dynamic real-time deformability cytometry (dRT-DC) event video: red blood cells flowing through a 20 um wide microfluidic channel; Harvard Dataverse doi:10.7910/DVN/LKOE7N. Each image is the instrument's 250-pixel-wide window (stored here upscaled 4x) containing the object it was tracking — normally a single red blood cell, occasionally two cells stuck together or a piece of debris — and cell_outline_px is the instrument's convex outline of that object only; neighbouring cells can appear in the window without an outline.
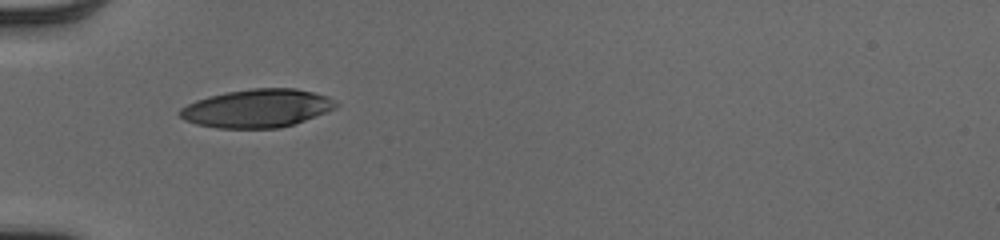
{"species": "human", "species_latin": "Homo sapiens", "temperature_condition": "cold", "stored_images_in_passage": 35, "camera_frame_rate_fps": 3000, "um_per_image_px": 0.085, "donor": {"sex": "male"}, "frame": {"image": 1, "passage_image": 1, "time_ms": 0.0, "image_size_px": [1000, 240], "cell_outline_px": [[336, 108], [304, 120], [280, 128], [216, 128], [196, 124], [184, 120], [176, 112], [180, 108], [196, 100], [208, 96], [228, 92], [252, 88], [296, 88], [328, 96], [336, 104]], "centroid_in_image_um": [21.8, 9.21], "position_along_channel_um": 63.2, "area_um2": 34.62}}
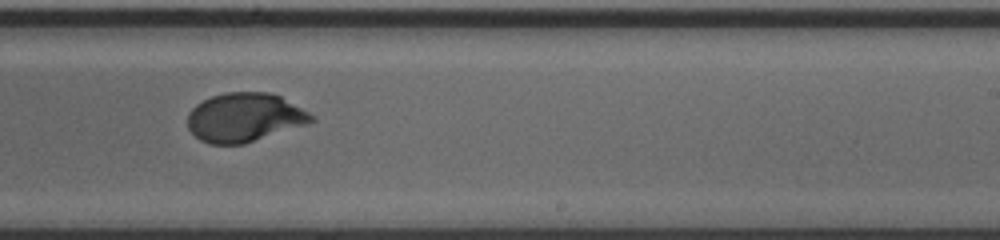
{"frame": {"image": 2, "passage_image": 17, "time_ms": 5.333, "image_size_px": [1000, 240], "cell_outline_px": [[316, 120], [308, 124], [244, 144], [208, 144], [200, 140], [188, 128], [188, 112], [196, 104], [212, 96], [224, 92], [268, 92], [280, 96], [316, 116]], "centroid_in_image_um": [20.8, 9.98], "position_along_channel_um": 268.2, "area_um2": 35.37}}
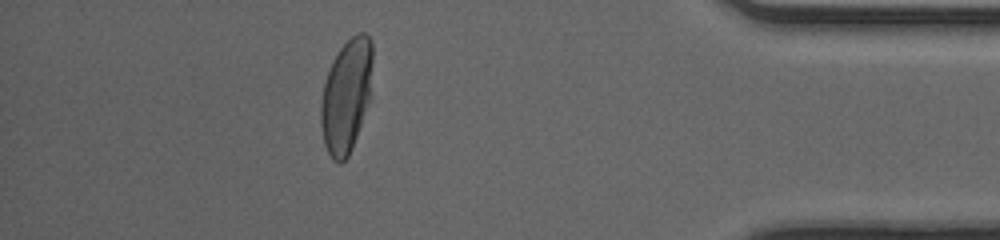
{"frame": {"image": 3, "passage_image": 30, "time_ms": 9.667, "image_size_px": [1000, 240], "cell_outline_px": [[372, 60], [368, 100], [352, 148], [348, 156], [340, 164], [336, 164], [332, 160], [324, 144], [320, 124], [320, 100], [324, 84], [332, 60], [340, 48], [356, 32], [364, 32], [372, 40]], "centroid_in_image_um": [29.4, 8.14], "position_along_channel_um": 405.8, "area_um2": 33.87}, "authors_computed_cell_mechanics": {"area_um2": 35.0846, "velocity_mm_per_s": 3.9832, "shape_relaxation_time_tau1_ms": 3.4061, "shape_relaxation_time_tau2_ms": null, "deformation_change_tau1": 0.1929, "deformation_change_tau2": null}}